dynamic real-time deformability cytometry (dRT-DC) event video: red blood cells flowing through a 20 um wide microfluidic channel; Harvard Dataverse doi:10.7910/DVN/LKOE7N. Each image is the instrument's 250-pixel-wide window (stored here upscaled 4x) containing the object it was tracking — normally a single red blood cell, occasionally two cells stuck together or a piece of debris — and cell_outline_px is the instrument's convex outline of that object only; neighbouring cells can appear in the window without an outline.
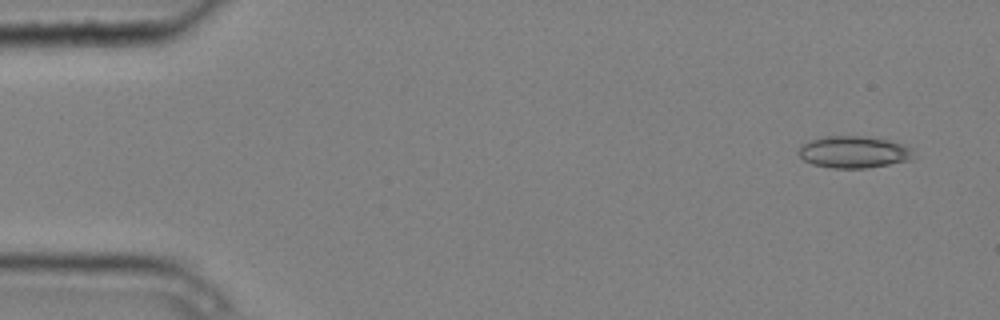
{"species": "common noctule bat (a hibernating species)", "species_latin": "Nyctalus noctula", "temperature_condition": "cold", "stored_images_in_passage": 10, "camera_frame_rate_fps": 3000, "um_per_image_px": 0.085, "animal": {"sex": "male", "body_mass_g": 20.4}, "frame": {"image": 1, "passage_image": 1, "time_ms": 0.0, "image_size_px": [1000, 320], "cell_outline_px": [[912, 160], [868, 168], [832, 168], [812, 164], [804, 160], [796, 152], [800, 144], [808, 140], [824, 136], [864, 136], [888, 140], [904, 144], [912, 148]], "centroid_in_image_um": [72.53, 12.92], "position_along_channel_um": 12.5, "area_um2": 21.68}}
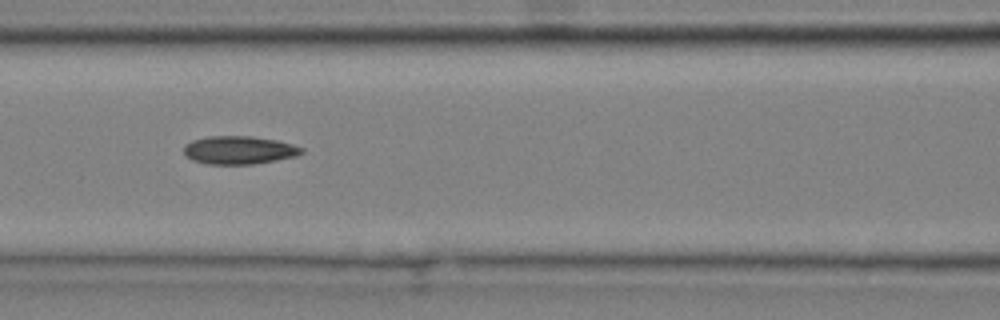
{"frame": {"image": 2, "passage_image": 6, "time_ms": 1.667, "image_size_px": [1000, 320], "cell_outline_px": [[304, 152], [296, 156], [276, 160], [252, 164], [208, 164], [192, 160], [184, 156], [184, 144], [192, 140], [208, 136], [252, 136], [276, 140], [292, 144], [304, 148]], "centroid_in_image_um": [20.3, 12.75], "position_along_channel_um": 146.3, "area_um2": 19.42}}
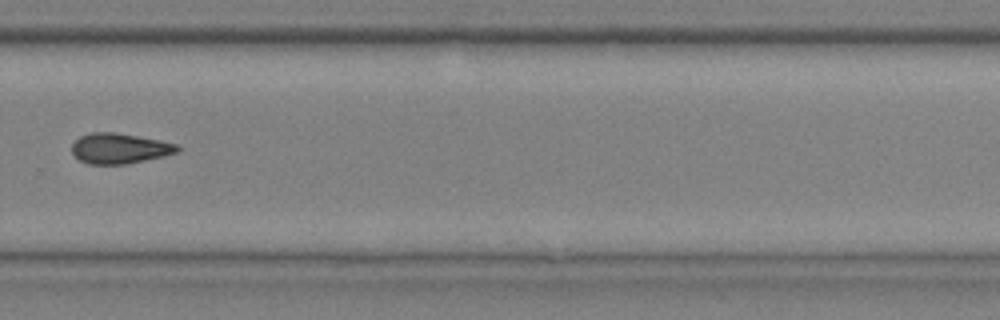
{"frame": {"image": 3, "passage_image": 10, "time_ms": 3.0, "image_size_px": [1000, 320], "cell_outline_px": [[180, 152], [164, 156], [128, 164], [88, 164], [80, 160], [72, 152], [72, 144], [80, 136], [92, 132], [112, 132], [160, 140], [176, 144], [180, 148]], "centroid_in_image_um": [10.18, 12.62], "position_along_channel_um": 319.6, "area_um2": 18.61}}